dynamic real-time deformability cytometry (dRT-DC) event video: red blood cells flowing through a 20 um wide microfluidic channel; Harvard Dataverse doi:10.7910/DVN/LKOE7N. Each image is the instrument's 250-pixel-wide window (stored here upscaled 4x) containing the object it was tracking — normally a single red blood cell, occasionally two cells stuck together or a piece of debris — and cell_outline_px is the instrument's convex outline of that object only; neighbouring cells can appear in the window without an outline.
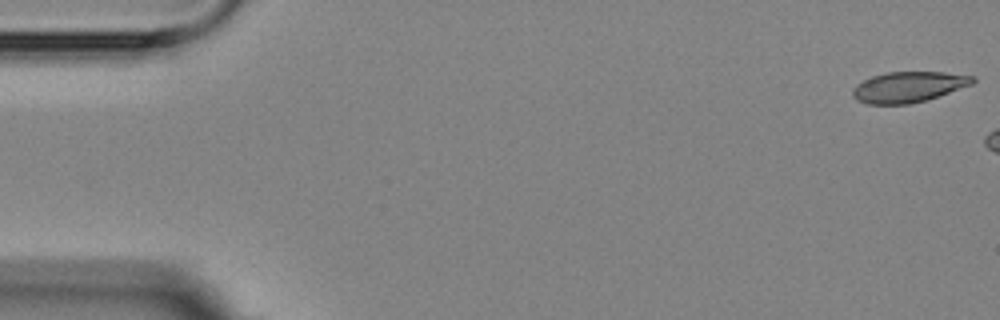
{"species": "Egyptian fruit bat (a non-hibernating species)", "species_latin": "Rousettus aegyptiacus", "temperature_condition": "room temperature", "stored_images_in_passage": 3, "camera_frame_rate_fps": 3000, "um_per_image_px": 0.085, "animal": {"sex": "female"}, "frame": {"image": 1, "passage_image": 1, "time_ms": 0.0, "image_size_px": [1000, 320], "cell_outline_px": [[976, 80], [972, 84], [924, 100], [908, 104], [868, 104], [856, 100], [852, 96], [852, 88], [856, 84], [872, 76], [888, 72], [944, 72], [976, 76]], "centroid_in_image_um": [77.18, 7.38], "position_along_channel_um": 7.8, "area_um2": 21.27}}